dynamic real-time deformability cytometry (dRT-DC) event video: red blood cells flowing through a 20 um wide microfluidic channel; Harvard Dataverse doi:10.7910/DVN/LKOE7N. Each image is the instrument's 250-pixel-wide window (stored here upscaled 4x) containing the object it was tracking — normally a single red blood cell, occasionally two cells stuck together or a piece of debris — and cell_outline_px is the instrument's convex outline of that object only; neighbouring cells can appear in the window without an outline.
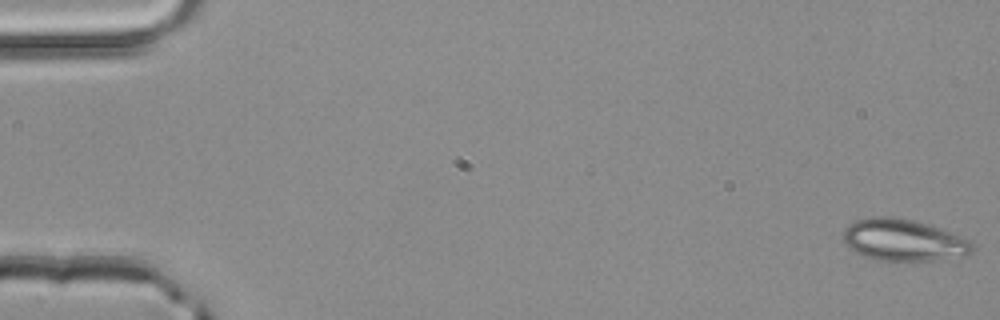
{"species": "common noctule bat (a hibernating species)", "species_latin": "Nyctalus noctula", "temperature_condition": "room temperature", "stored_images_in_passage": 50, "camera_frame_rate_fps": 3000, "um_per_image_px": 0.085, "animal": {"sex": "male", "body_mass_g": 20.4}, "frame": {"image": 1, "passage_image": 1, "time_ms": 0.0, "image_size_px": [1000, 320], "cell_outline_px": [[972, 252], [964, 256], [932, 260], [876, 260], [864, 256], [856, 252], [844, 240], [844, 228], [848, 224], [856, 220], [868, 216], [892, 216], [912, 220], [948, 232], [968, 240], [972, 244]], "centroid_in_image_um": [76.74, 20.4], "position_along_channel_um": 8.3, "area_um2": 30.81}}
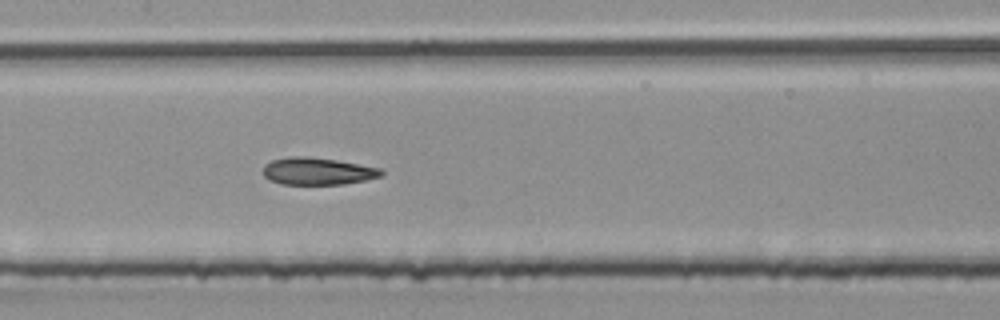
{"frame": {"image": 2, "passage_image": 25, "time_ms": 8.0, "image_size_px": [1000, 320], "cell_outline_px": [[384, 172], [380, 176], [364, 180], [344, 184], [280, 184], [264, 176], [264, 164], [272, 160], [288, 156], [308, 156], [336, 160], [380, 168]], "centroid_in_image_um": [26.97, 14.54], "position_along_channel_um": 180.4, "area_um2": 18.61}}
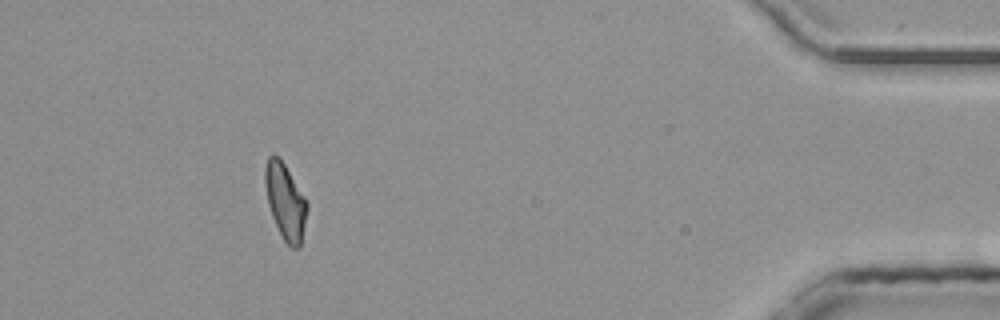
{"frame": {"image": 3, "passage_image": 46, "time_ms": 15.0, "image_size_px": [1000, 320], "cell_outline_px": [[308, 208], [300, 248], [292, 248], [284, 240], [272, 216], [268, 204], [264, 184], [264, 168], [268, 156], [272, 152], [280, 156], [304, 196], [308, 204]], "centroid_in_image_um": [24.24, 17.06], "position_along_channel_um": 411.0, "area_um2": 18.73}, "authors_computed_cell_mechanics": {"area_um2": 19.4786, "velocity_mm_per_s": 4.1857, "shape_relaxation_time_tau1_ms": null, "shape_relaxation_time_tau2_ms": 2.6908, "deformation_change_tau1": null, "deformation_change_tau2": 0.0958}}